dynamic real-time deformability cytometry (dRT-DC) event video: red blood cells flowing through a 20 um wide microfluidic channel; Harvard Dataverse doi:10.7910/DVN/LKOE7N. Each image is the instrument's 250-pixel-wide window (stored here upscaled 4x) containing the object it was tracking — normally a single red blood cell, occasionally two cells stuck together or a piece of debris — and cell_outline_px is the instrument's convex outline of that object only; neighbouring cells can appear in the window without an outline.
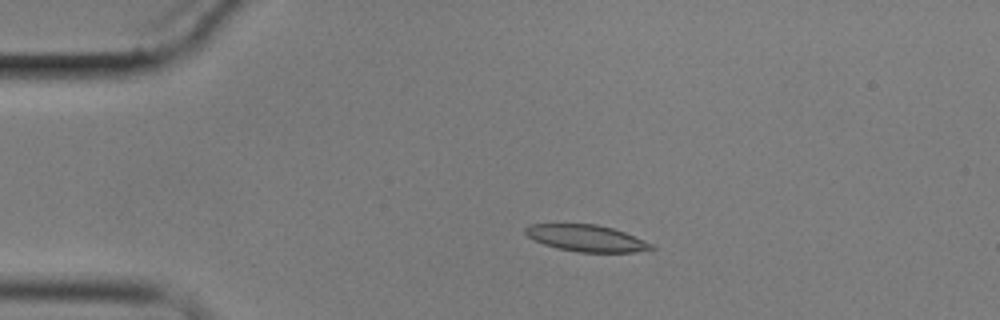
{"species": "common noctule bat (a hibernating species)", "species_latin": "Nyctalus noctula", "temperature_condition": "cold", "stored_images_in_passage": 4, "camera_frame_rate_fps": 3000, "um_per_image_px": 0.085, "animal": {"sex": "male", "body_mass_g": 17.9}, "frame": {"image": 1, "passage_image": 2, "time_ms": 1.0, "image_size_px": [1000, 320], "cell_outline_px": [[656, 248], [632, 252], [580, 252], [556, 248], [544, 244], [528, 236], [524, 232], [524, 228], [528, 224], [596, 224], [612, 228], [624, 232], [644, 240], [652, 244]], "centroid_in_image_um": [49.82, 20.24], "position_along_channel_um": 35.2, "area_um2": 19.36}}
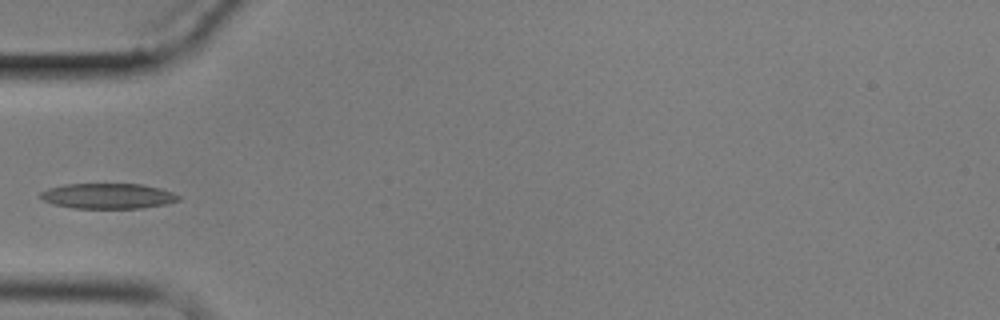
{"frame": {"image": 2, "passage_image": 4, "time_ms": 3.333, "image_size_px": [1000, 320], "cell_outline_px": [[180, 200], [168, 204], [144, 208], [72, 208], [56, 204], [44, 200], [40, 196], [40, 192], [48, 188], [64, 184], [140, 184], [160, 188], [172, 192], [180, 196]], "centroid_in_image_um": [9.21, 16.66], "position_along_channel_um": 75.8, "area_um2": 20.4}}